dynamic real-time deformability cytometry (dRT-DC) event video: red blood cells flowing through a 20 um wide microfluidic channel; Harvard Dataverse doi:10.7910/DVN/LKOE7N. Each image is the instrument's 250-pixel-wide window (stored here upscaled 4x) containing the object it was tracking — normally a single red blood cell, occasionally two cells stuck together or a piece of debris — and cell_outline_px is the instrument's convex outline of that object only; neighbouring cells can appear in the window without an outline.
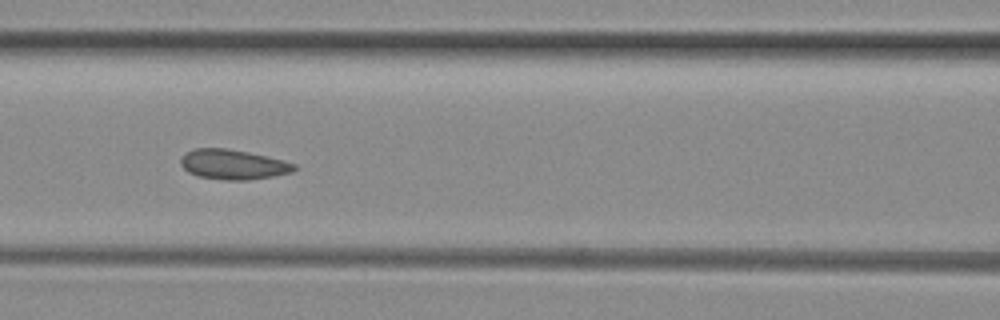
{"species": "common noctule bat (a hibernating species)", "species_latin": "Nyctalus noctula", "temperature_condition": "room temperature", "stored_images_in_passage": 9, "segment_of_instrument_passage": [1, 2], "camera_frame_rate_fps": 3000, "um_per_image_px": 0.085, "animal": {"sex": "female", "body_mass_g": 29.2, "forearm_length_mm": 56.3}, "frame": {"image": 1, "passage_image": 6, "time_ms": 1.667, "image_size_px": [1000, 320], "cell_outline_px": [[300, 168], [292, 172], [272, 176], [248, 180], [224, 180], [196, 176], [188, 172], [180, 164], [180, 160], [188, 152], [196, 148], [228, 148], [268, 156], [284, 160], [296, 164]], "centroid_in_image_um": [19.86, 13.98], "position_along_channel_um": 146.7, "area_um2": 19.88}}
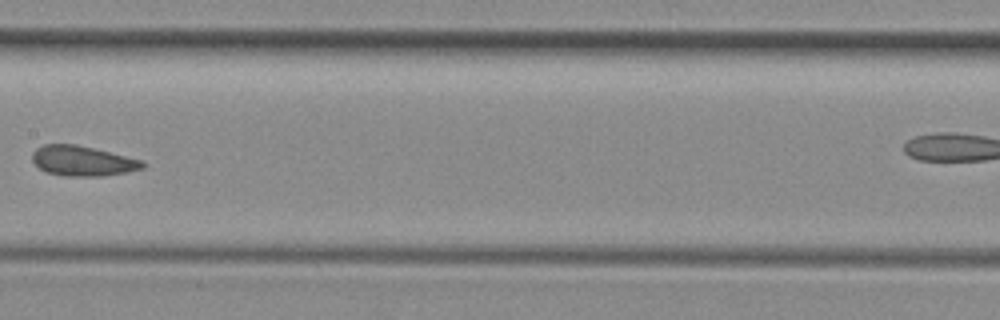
{"frame": {"image": 2, "passage_image": 7, "time_ms": 2.0, "image_size_px": [1000, 320], "cell_outline_px": [[144, 168], [128, 172], [104, 176], [64, 176], [48, 172], [40, 168], [32, 160], [32, 152], [36, 148], [44, 144], [76, 144], [144, 160]], "centroid_in_image_um": [7.04, 13.68], "position_along_channel_um": 200.4, "area_um2": 19.36}}
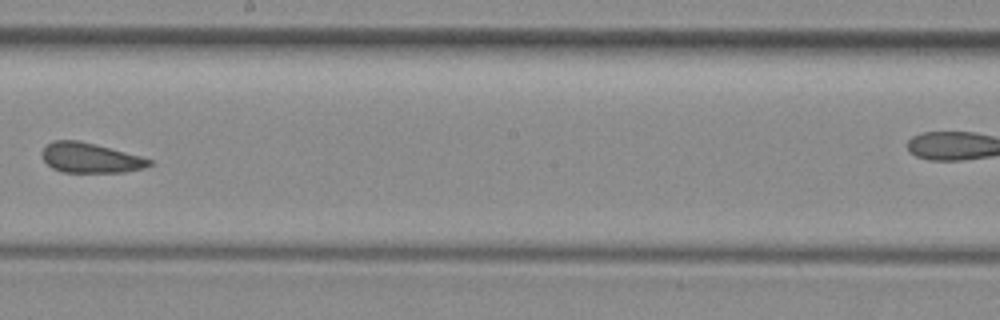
{"frame": {"image": 3, "passage_image": 8, "time_ms": 2.333, "image_size_px": [1000, 320], "cell_outline_px": [[152, 164], [144, 168], [124, 172], [60, 172], [52, 168], [40, 156], [40, 152], [52, 140], [80, 140], [96, 144], [140, 156], [152, 160]], "centroid_in_image_um": [7.64, 13.41], "position_along_channel_um": 240.6, "area_um2": 18.79}}